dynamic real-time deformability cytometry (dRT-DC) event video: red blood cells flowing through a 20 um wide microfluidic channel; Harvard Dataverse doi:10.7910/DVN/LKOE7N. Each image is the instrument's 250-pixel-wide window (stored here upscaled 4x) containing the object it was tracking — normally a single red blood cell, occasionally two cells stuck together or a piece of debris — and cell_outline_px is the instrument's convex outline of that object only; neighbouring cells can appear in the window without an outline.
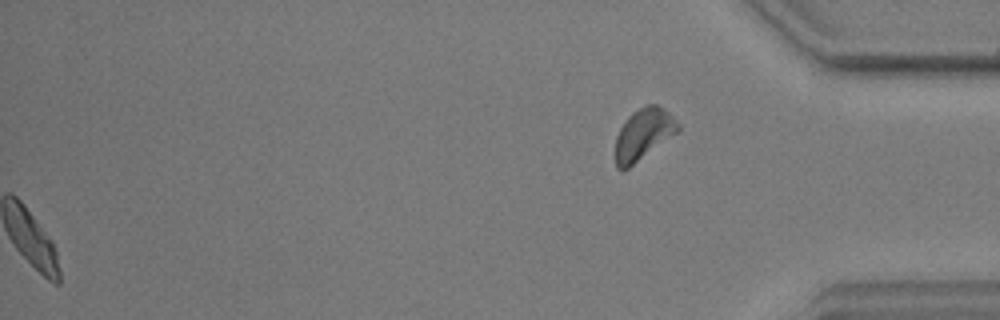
{"species": "common noctule bat (a hibernating species)", "species_latin": "Nyctalus noctula", "temperature_condition": "warm", "stored_images_in_passage": 43, "camera_frame_rate_fps": 3000, "um_per_image_px": 0.085, "animal": {"sex": "male", "body_mass_g": 17.9, "forearm_length_mm": 54.2}, "frame": {"image": 1, "passage_image": 43, "time_ms": 14.0, "image_size_px": [1000, 320], "cell_outline_px": [[680, 132], [628, 168], [616, 168], [616, 136], [620, 128], [628, 116], [632, 112], [644, 104], [656, 104], [664, 108], [680, 124]], "centroid_in_image_um": [54.73, 11.38], "position_along_channel_um": 380.5, "area_um2": 18.84}}